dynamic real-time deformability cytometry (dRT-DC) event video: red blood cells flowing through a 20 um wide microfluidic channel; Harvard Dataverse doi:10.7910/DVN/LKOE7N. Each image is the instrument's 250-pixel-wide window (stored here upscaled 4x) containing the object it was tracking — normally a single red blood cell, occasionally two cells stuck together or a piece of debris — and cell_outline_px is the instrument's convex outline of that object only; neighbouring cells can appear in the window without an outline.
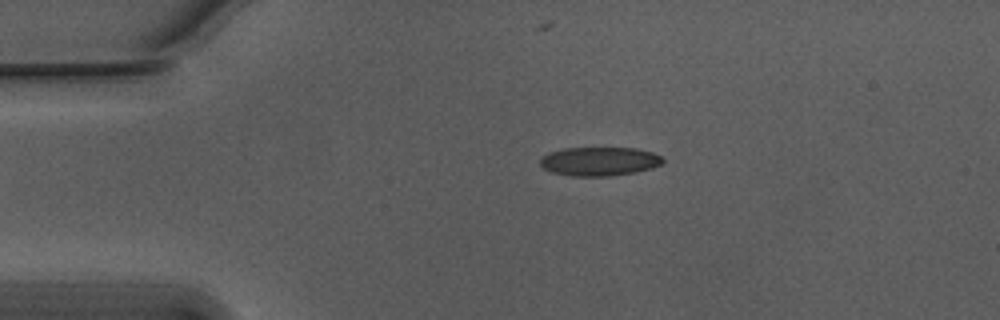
{"species": "Egyptian fruit bat (a non-hibernating species)", "species_latin": "Rousettus aegyptiacus", "temperature_condition": "warm", "stored_images_in_passage": 44, "camera_frame_rate_fps": 3000, "um_per_image_px": 0.085, "animal": {"sex": "male"}, "frame": {"image": 1, "passage_image": 1, "time_ms": 0.0, "image_size_px": [1000, 320], "cell_outline_px": [[664, 160], [660, 164], [652, 168], [636, 172], [608, 176], [572, 176], [552, 172], [544, 168], [540, 164], [540, 156], [548, 152], [564, 148], [636, 148], [652, 152], [660, 156]], "centroid_in_image_um": [50.92, 13.71], "position_along_channel_um": 34.1, "area_um2": 20.63}}
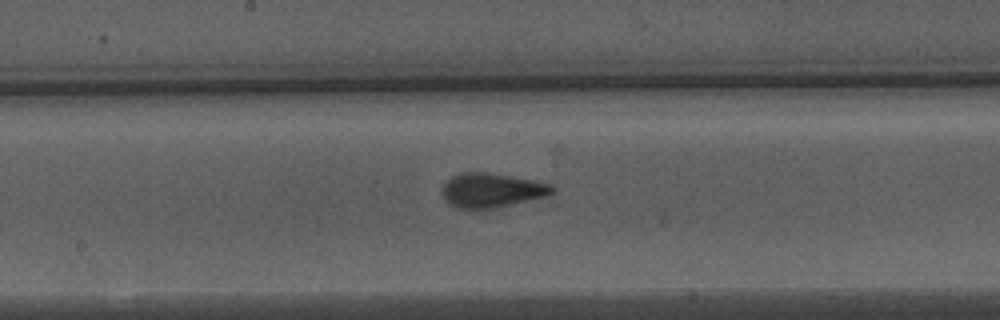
{"frame": {"image": 2, "passage_image": 18, "time_ms": 5.667, "image_size_px": [1000, 320], "cell_outline_px": [[556, 192], [548, 196], [492, 208], [456, 208], [444, 196], [444, 184], [452, 176], [464, 172], [484, 172], [532, 180], [552, 184], [556, 188]], "centroid_in_image_um": [41.87, 16.16], "position_along_channel_um": 206.3, "area_um2": 21.5}}
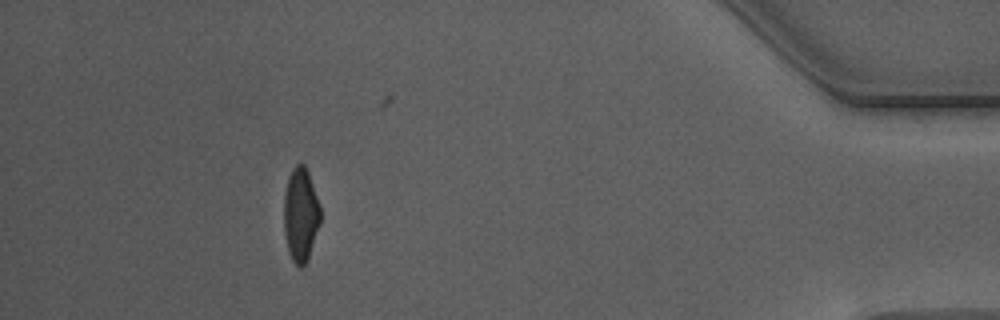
{"frame": {"image": 3, "passage_image": 39, "time_ms": 12.667, "image_size_px": [1000, 320], "cell_outline_px": [[320, 220], [308, 256], [304, 264], [300, 268], [292, 260], [288, 252], [284, 232], [284, 192], [288, 176], [292, 168], [296, 164], [304, 164], [308, 172], [320, 204]], "centroid_in_image_um": [25.53, 18.19], "position_along_channel_um": 409.7, "area_um2": 19.77}, "authors_computed_cell_mechanics": {"area_um2": 20.9525, "velocity_mm_per_s": 3.7726, "shape_relaxation_time_tau1_ms": 5.0211, "shape_relaxation_time_tau2_ms": 0.7254, "deformation_change_tau1": 0.1675, "deformation_change_tau2": 0.0709}}